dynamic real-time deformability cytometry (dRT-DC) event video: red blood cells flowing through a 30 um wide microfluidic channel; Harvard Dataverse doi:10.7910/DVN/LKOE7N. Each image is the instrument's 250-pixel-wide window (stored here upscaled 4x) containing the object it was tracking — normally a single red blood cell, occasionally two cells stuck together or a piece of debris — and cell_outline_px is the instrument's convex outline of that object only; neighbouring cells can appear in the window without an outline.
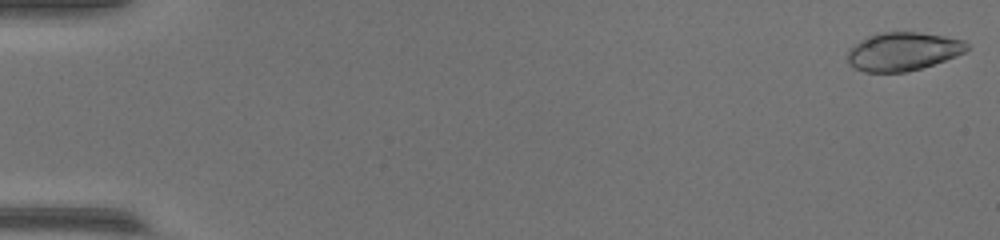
{"species": "common noctule bat (a hibernating species)", "species_latin": "Nyctalus noctula", "temperature_condition": "warm", "stored_images_in_passage": 53, "camera_frame_rate_fps": 3000, "um_per_image_px": 0.085, "animal": {"sex": "female", "body_mass_g": 17.0, "forearm_length_mm": 48.0}, "frame": {"image": 1, "passage_image": 1, "time_ms": 0.0, "image_size_px": [1000, 240], "cell_outline_px": [[968, 48], [964, 52], [956, 56], [920, 68], [904, 72], [864, 72], [848, 64], [848, 52], [856, 44], [868, 36], [884, 32], [920, 32], [944, 36], [964, 40], [968, 44]], "centroid_in_image_um": [76.76, 4.37], "position_along_channel_um": 8.2, "area_um2": 26.36}}
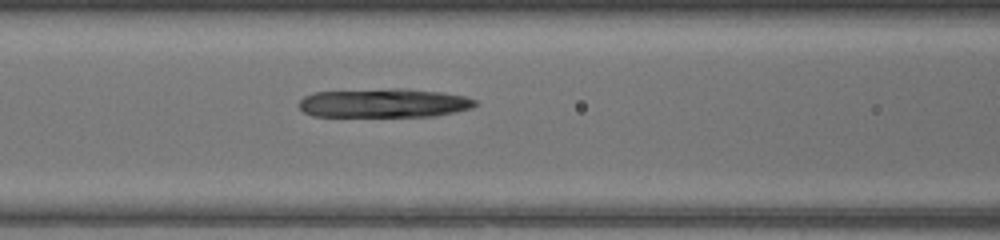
{"frame": {"image": 2, "passage_image": 23, "time_ms": 7.333, "image_size_px": [1000, 240], "cell_outline_px": [[476, 104], [472, 108], [456, 112], [436, 116], [312, 116], [304, 112], [300, 108], [300, 100], [304, 96], [312, 92], [392, 88], [400, 88], [440, 92], [464, 96], [476, 100]], "centroid_in_image_um": [32.63, 8.76], "position_along_channel_um": 134.0, "area_um2": 29.77}}
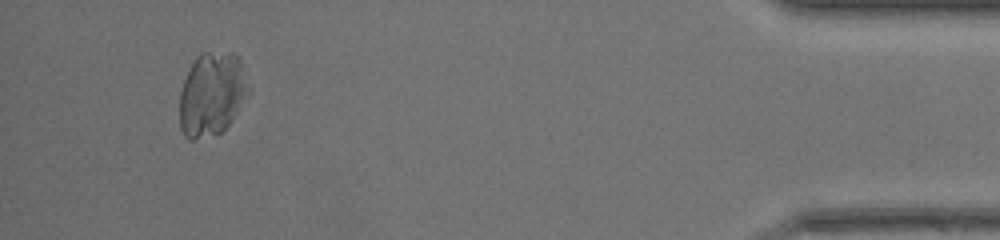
{"frame": {"image": 3, "passage_image": 50, "time_ms": 16.333, "image_size_px": [1000, 240], "cell_outline_px": [[244, 88], [236, 112], [228, 124], [220, 132], [192, 140], [188, 140], [184, 136], [180, 128], [180, 92], [184, 80], [196, 56], [200, 52], [232, 52], [240, 60]], "centroid_in_image_um": [17.88, 8.0], "position_along_channel_um": 417.3, "area_um2": 32.02}}